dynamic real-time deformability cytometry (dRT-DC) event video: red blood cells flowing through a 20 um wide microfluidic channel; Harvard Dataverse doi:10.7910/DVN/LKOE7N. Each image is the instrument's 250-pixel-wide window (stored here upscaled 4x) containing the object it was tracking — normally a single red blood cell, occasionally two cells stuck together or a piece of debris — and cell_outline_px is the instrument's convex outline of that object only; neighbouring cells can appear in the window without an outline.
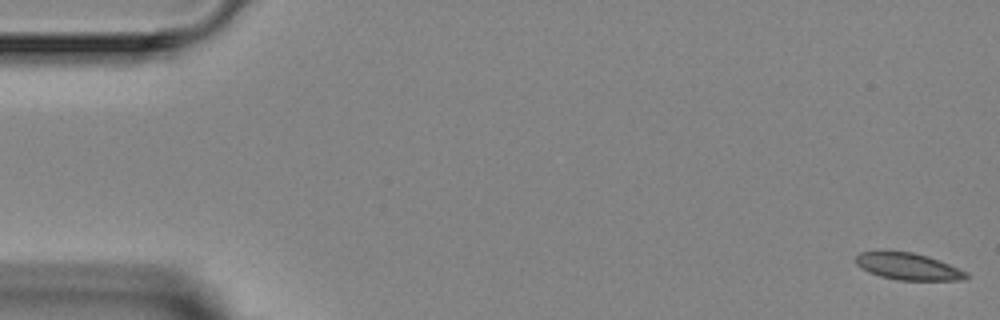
{"species": "Egyptian fruit bat (a non-hibernating species)", "species_latin": "Rousettus aegyptiacus", "temperature_condition": "room temperature", "stored_images_in_passage": 5, "camera_frame_rate_fps": 3000, "um_per_image_px": 0.085, "animal": {"sex": "female"}, "frame": {"image": 1, "passage_image": 1, "time_ms": 0.0, "image_size_px": [1000, 320], "cell_outline_px": [[972, 276], [960, 280], [896, 280], [880, 276], [868, 272], [856, 264], [856, 256], [860, 252], [884, 248], [912, 252], [928, 256], [940, 260], [968, 272]], "centroid_in_image_um": [77.16, 22.61], "position_along_channel_um": 7.8, "area_um2": 17.98}}
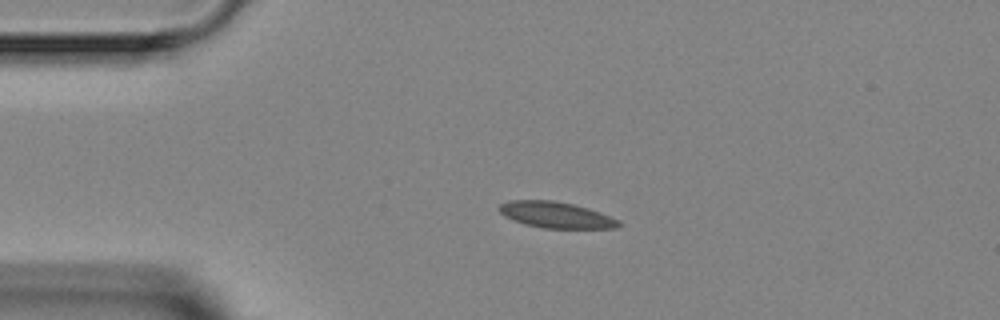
{"frame": {"image": 2, "passage_image": 4, "time_ms": 3.333, "image_size_px": [1000, 320], "cell_outline_px": [[620, 224], [616, 228], [544, 228], [524, 224], [512, 220], [504, 216], [496, 208], [500, 204], [512, 200], [552, 200], [572, 204], [588, 208], [600, 212], [620, 220]], "centroid_in_image_um": [47.23, 18.26], "position_along_channel_um": 37.8, "area_um2": 18.21}}